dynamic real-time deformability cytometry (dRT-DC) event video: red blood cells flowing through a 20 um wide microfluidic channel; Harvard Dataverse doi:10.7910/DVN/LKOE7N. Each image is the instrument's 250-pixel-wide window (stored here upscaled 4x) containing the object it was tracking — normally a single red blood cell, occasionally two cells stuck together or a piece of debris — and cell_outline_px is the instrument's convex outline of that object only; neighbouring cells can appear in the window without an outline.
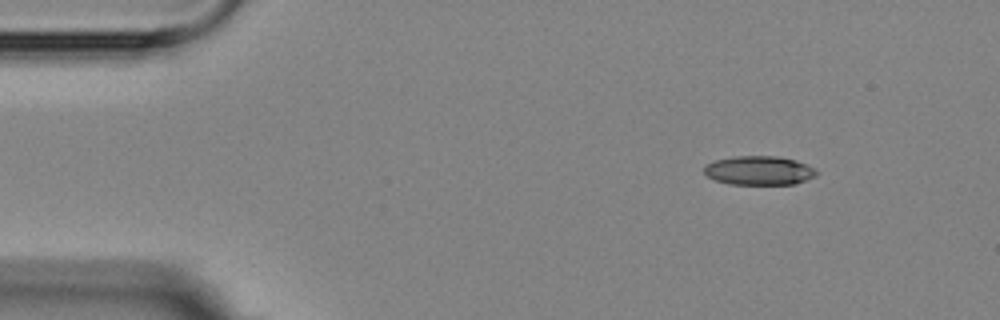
{"species": "Egyptian fruit bat (a non-hibernating species)", "species_latin": "Rousettus aegyptiacus", "temperature_condition": "room temperature", "stored_images_in_passage": 3, "camera_frame_rate_fps": 3000, "um_per_image_px": 0.085, "animal": {"sex": "female"}, "frame": {"image": 1, "passage_image": 1, "time_ms": 0.0, "image_size_px": [1000, 320], "cell_outline_px": [[820, 172], [816, 176], [796, 184], [728, 184], [716, 180], [708, 176], [704, 172], [704, 164], [716, 160], [732, 156], [780, 156], [796, 160], [816, 168]], "centroid_in_image_um": [64.56, 14.48], "position_along_channel_um": 20.4, "area_um2": 19.25}}